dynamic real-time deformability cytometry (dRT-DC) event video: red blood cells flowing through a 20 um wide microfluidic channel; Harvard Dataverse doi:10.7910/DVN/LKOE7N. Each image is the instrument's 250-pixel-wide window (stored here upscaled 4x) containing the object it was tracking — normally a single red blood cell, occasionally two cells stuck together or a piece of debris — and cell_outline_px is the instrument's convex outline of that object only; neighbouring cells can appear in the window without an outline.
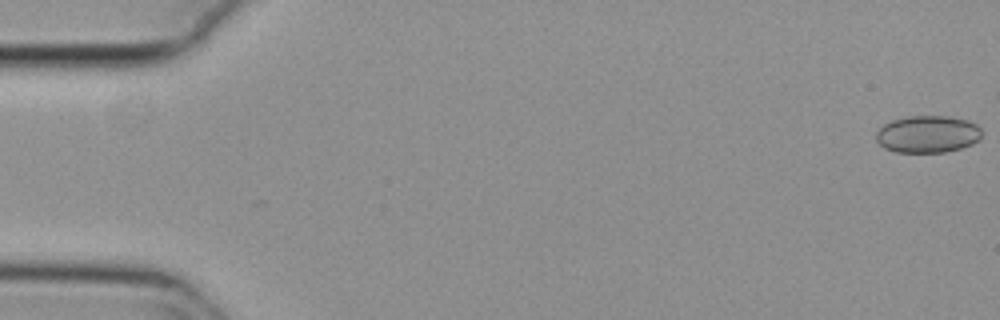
{"species": "common noctule bat (a hibernating species)", "species_latin": "Nyctalus noctula", "temperature_condition": "cold", "stored_images_in_passage": 32, "camera_frame_rate_fps": 3000, "um_per_image_px": 0.085, "animal": {"sex": "female", "body_mass_g": 29.2, "forearm_length_mm": 56.3}, "frame": {"image": 1, "passage_image": 1, "time_ms": 0.0, "image_size_px": [1000, 320], "cell_outline_px": [[980, 136], [972, 144], [960, 148], [944, 152], [896, 152], [884, 148], [876, 140], [876, 132], [884, 124], [892, 120], [908, 116], [948, 116], [968, 120], [976, 124], [980, 128]], "centroid_in_image_um": [78.82, 11.4], "position_along_channel_um": 6.2, "area_um2": 22.77}}